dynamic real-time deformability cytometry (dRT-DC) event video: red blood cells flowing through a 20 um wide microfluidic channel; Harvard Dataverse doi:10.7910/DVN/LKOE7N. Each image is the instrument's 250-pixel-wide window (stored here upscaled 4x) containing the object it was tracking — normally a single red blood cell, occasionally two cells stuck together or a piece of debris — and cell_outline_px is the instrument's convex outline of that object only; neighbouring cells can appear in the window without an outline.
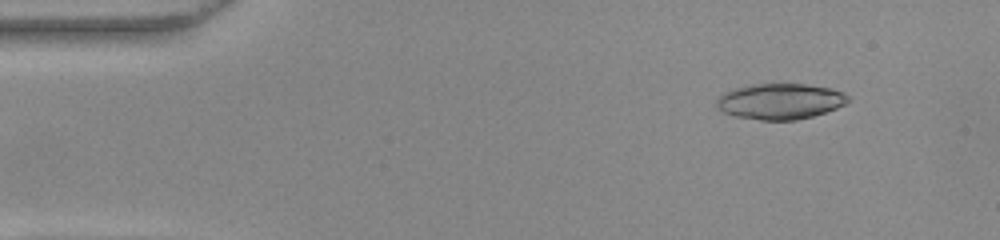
{"species": "common noctule bat (a hibernating species)", "species_latin": "Nyctalus noctula", "temperature_condition": "warm", "stored_images_in_passage": 52, "camera_frame_rate_fps": 3000, "um_per_image_px": 0.085, "animal": {"sex": "female", "body_mass_g": 22.0, "forearm_length_mm": 56.7}, "frame": {"image": 1, "passage_image": 6, "time_ms": 1.667, "image_size_px": [1000, 240], "cell_outline_px": [[852, 100], [836, 108], [812, 116], [796, 120], [760, 120], [736, 116], [724, 112], [716, 104], [716, 100], [724, 92], [736, 88], [752, 84], [804, 84], [832, 88], [844, 92]], "centroid_in_image_um": [66.35, 8.61], "position_along_channel_um": 18.7, "area_um2": 27.28}}